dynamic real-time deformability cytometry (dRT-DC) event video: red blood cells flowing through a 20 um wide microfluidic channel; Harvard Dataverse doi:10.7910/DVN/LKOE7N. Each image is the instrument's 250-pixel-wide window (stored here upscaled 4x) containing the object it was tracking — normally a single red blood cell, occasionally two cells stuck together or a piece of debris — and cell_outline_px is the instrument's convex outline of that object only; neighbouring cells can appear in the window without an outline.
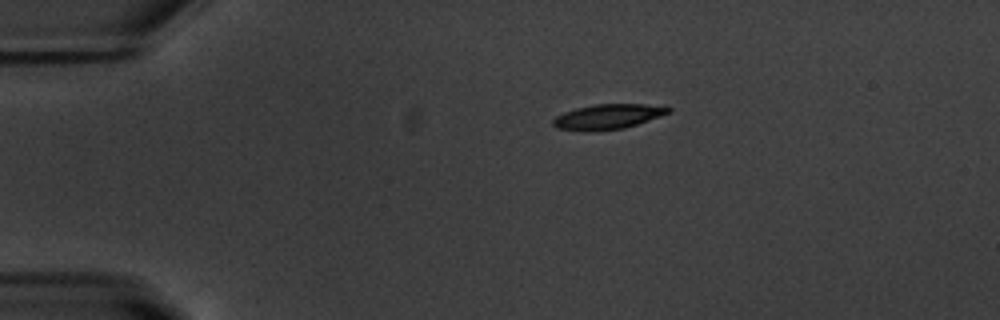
{"species": "common noctule bat (a hibernating species)", "species_latin": "Nyctalus noctula", "temperature_condition": "warm", "stored_images_in_passage": 44, "camera_frame_rate_fps": 3000, "um_per_image_px": 0.085, "animal": {"sex": "male", "body_mass_g": 20.1, "forearm_length_mm": 53.5}, "frame": {"image": 1, "passage_image": 1, "time_ms": 0.0, "image_size_px": [1000, 320], "cell_outline_px": [[672, 108], [668, 112], [648, 120], [624, 128], [584, 132], [556, 128], [552, 124], [552, 120], [556, 116], [564, 112], [576, 108], [596, 104], [644, 104]], "centroid_in_image_um": [51.57, 9.92], "position_along_channel_um": 33.4, "area_um2": 16.59}}
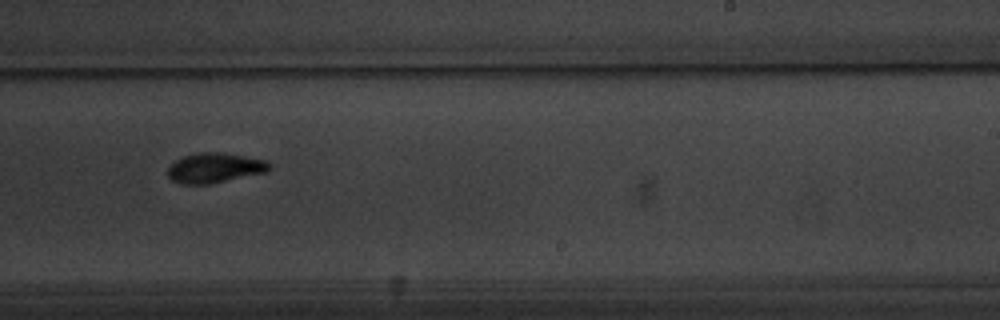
{"frame": {"image": 2, "passage_image": 24, "time_ms": 7.667, "image_size_px": [1000, 320], "cell_outline_px": [[272, 168], [268, 172], [208, 184], [180, 184], [172, 180], [168, 176], [168, 168], [176, 160], [184, 156], [196, 152], [224, 152], [268, 160], [272, 164]], "centroid_in_image_um": [18.31, 14.26], "position_along_channel_um": 270.7, "area_um2": 17.98}}
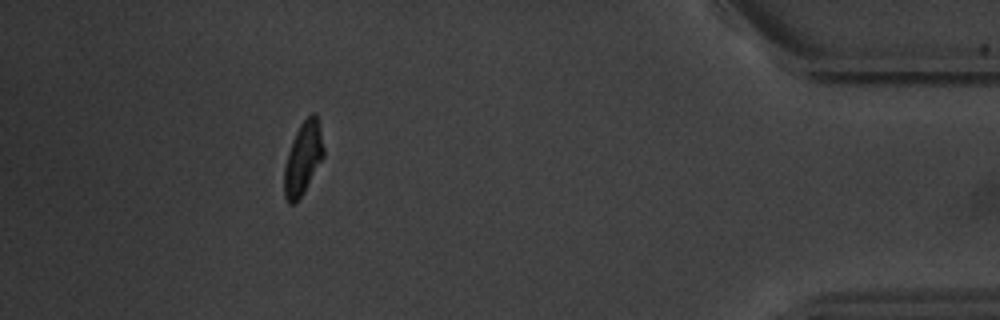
{"frame": {"image": 3, "passage_image": 39, "time_ms": 12.667, "image_size_px": [1000, 320], "cell_outline_px": [[324, 156], [304, 192], [292, 204], [288, 204], [284, 196], [284, 168], [288, 152], [292, 140], [300, 124], [312, 112], [316, 112], [324, 148]], "centroid_in_image_um": [25.75, 13.45], "position_along_channel_um": 409.4, "area_um2": 16.53}, "authors_computed_cell_mechanics": {"area_um2": 17.2822, "velocity_mm_per_s": 3.7609, "shape_relaxation_time_tau1_ms": 2.9304, "shape_relaxation_time_tau2_ms": 3.5463, "deformation_change_tau1": 0.1392, "deformation_change_tau2": 0.0879}}